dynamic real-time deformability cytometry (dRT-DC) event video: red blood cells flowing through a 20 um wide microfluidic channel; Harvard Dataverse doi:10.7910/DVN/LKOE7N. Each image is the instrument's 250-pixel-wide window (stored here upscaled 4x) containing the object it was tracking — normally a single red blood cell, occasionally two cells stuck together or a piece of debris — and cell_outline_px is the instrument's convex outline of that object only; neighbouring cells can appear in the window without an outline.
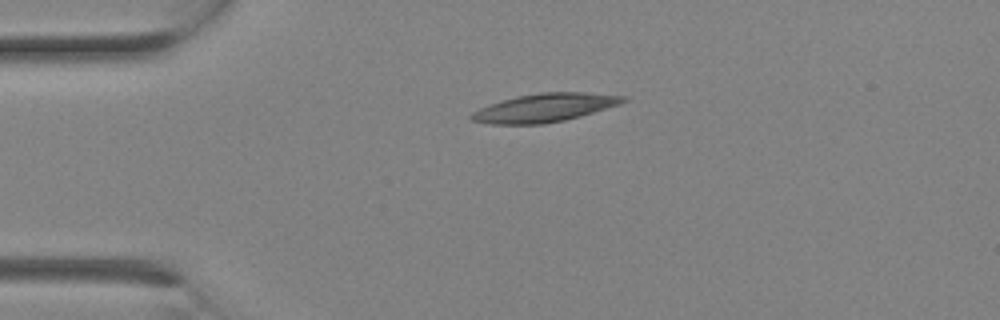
{"species": "Egyptian fruit bat (a non-hibernating species)", "species_latin": "Rousettus aegyptiacus", "temperature_condition": "room temperature", "stored_images_in_passage": 2, "camera_frame_rate_fps": 3000, "um_per_image_px": 0.085, "animal": {"sex": "female"}, "frame": {"image": 1, "passage_image": 2, "time_ms": 0.333, "image_size_px": [1000, 320], "cell_outline_px": [[628, 100], [620, 104], [580, 116], [564, 120], [544, 124], [488, 124], [472, 120], [468, 116], [472, 112], [480, 108], [516, 96], [540, 92], [584, 92], [628, 96]], "centroid_in_image_um": [46.32, 9.15], "position_along_channel_um": 38.7, "area_um2": 25.03}}